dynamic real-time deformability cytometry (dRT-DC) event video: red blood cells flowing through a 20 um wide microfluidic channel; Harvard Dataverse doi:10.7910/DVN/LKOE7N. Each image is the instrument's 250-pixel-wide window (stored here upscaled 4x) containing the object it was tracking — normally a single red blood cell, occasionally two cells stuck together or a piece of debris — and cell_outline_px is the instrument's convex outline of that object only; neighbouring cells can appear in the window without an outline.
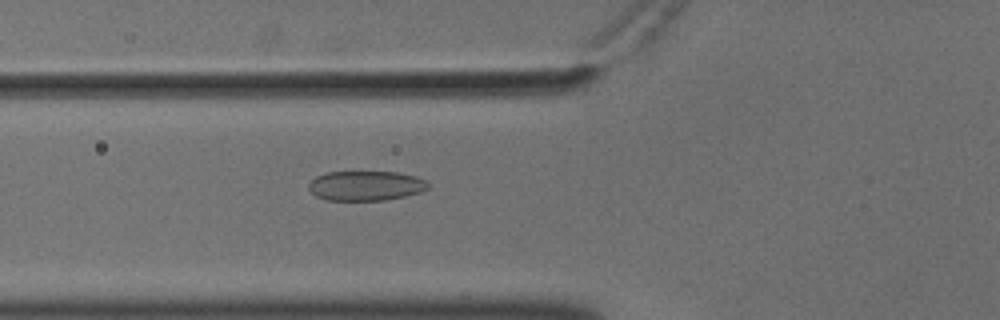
{"species": "common noctule bat (a hibernating species)", "species_latin": "Nyctalus noctula", "temperature_condition": "cold", "stored_images_in_passage": 58, "camera_frame_rate_fps": 3000, "um_per_image_px": 0.085, "animal": {"sex": "male", "body_mass_g": 18.8}, "frame": {"image": 1, "passage_image": 22, "time_ms": 7.0, "image_size_px": [1000, 320], "cell_outline_px": [[428, 188], [420, 192], [404, 196], [384, 200], [328, 200], [316, 196], [308, 188], [308, 184], [316, 176], [324, 172], [400, 172], [416, 176], [424, 180], [428, 184]], "centroid_in_image_um": [31.07, 15.78], "position_along_channel_um": 94.7, "area_um2": 20.63}}
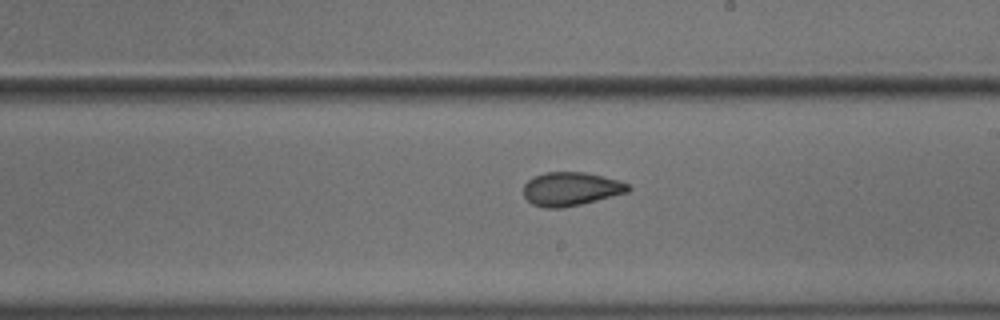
{"frame": {"image": 2, "passage_image": 34, "time_ms": 11.0, "image_size_px": [1000, 320], "cell_outline_px": [[632, 188], [628, 192], [564, 208], [544, 208], [532, 204], [524, 196], [524, 184], [528, 180], [544, 172], [584, 172], [620, 180], [628, 184]], "centroid_in_image_um": [48.52, 16.06], "position_along_channel_um": 240.5, "area_um2": 20.46}}
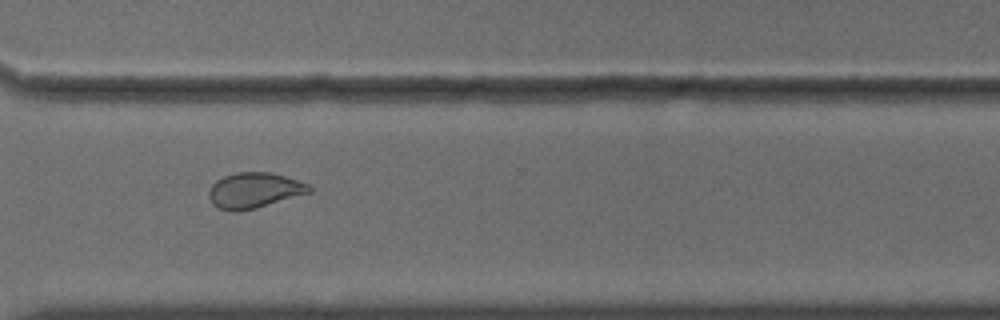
{"frame": {"image": 3, "passage_image": 43, "time_ms": 14.0, "image_size_px": [1000, 320], "cell_outline_px": [[312, 192], [256, 208], [236, 212], [232, 212], [220, 208], [212, 204], [208, 196], [208, 192], [212, 184], [216, 180], [224, 176], [236, 172], [272, 172], [308, 184], [312, 188]], "centroid_in_image_um": [21.59, 16.18], "position_along_channel_um": 349.0, "area_um2": 20.81}}